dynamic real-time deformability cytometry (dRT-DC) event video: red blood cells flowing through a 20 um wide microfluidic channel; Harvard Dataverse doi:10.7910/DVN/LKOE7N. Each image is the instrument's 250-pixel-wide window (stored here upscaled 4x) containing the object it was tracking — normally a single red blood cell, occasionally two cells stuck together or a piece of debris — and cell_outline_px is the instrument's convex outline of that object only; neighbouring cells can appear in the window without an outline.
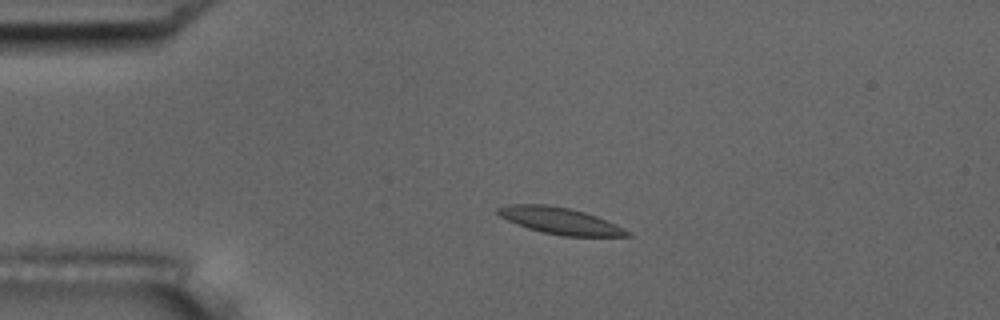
{"species": "common noctule bat (a hibernating species)", "species_latin": "Nyctalus noctula", "temperature_condition": "room temperature", "stored_images_in_passage": 4, "camera_frame_rate_fps": 3000, "um_per_image_px": 0.085, "animal": {"sex": "male", "body_mass_g": 17.5, "forearm_length_mm": 52.3}, "frame": {"image": 1, "passage_image": 3, "time_ms": 2.333, "image_size_px": [1000, 320], "cell_outline_px": [[632, 236], [564, 236], [544, 232], [528, 228], [516, 224], [500, 216], [496, 212], [496, 208], [508, 204], [544, 204], [568, 208], [584, 212], [596, 216], [616, 224], [632, 232]], "centroid_in_image_um": [47.6, 18.76], "position_along_channel_um": 37.4, "area_um2": 19.94}}